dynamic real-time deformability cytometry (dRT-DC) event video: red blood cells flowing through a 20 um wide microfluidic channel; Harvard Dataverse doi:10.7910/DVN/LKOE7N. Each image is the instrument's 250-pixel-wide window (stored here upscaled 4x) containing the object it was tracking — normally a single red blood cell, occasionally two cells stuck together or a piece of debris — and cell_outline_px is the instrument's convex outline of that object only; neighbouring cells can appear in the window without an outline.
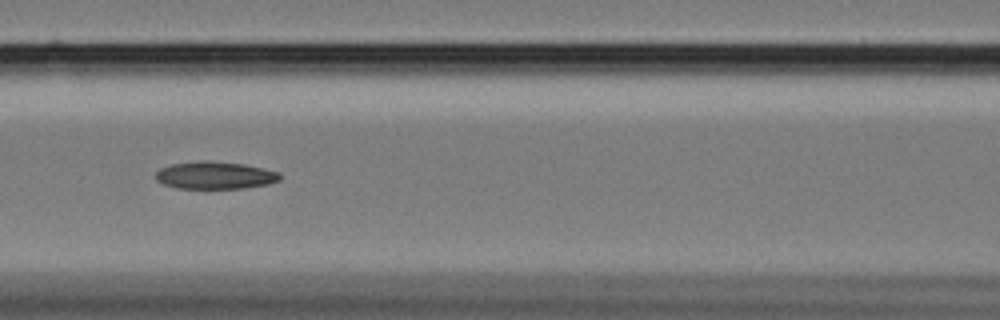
{"species": "Egyptian fruit bat (a non-hibernating species)", "species_latin": "Rousettus aegyptiacus", "temperature_condition": "cold", "stored_images_in_passage": 12, "camera_frame_rate_fps": 3000, "um_per_image_px": 0.085, "animal": {"sex": "female"}, "frame": {"image": 1, "passage_image": 10, "time_ms": 3.0, "image_size_px": [1000, 320], "cell_outline_px": [[280, 180], [268, 184], [244, 188], [176, 188], [164, 184], [156, 180], [156, 172], [160, 168], [172, 164], [196, 160], [212, 160], [244, 164], [280, 172]], "centroid_in_image_um": [18.27, 14.89], "position_along_channel_um": 148.3, "area_um2": 20.0}}